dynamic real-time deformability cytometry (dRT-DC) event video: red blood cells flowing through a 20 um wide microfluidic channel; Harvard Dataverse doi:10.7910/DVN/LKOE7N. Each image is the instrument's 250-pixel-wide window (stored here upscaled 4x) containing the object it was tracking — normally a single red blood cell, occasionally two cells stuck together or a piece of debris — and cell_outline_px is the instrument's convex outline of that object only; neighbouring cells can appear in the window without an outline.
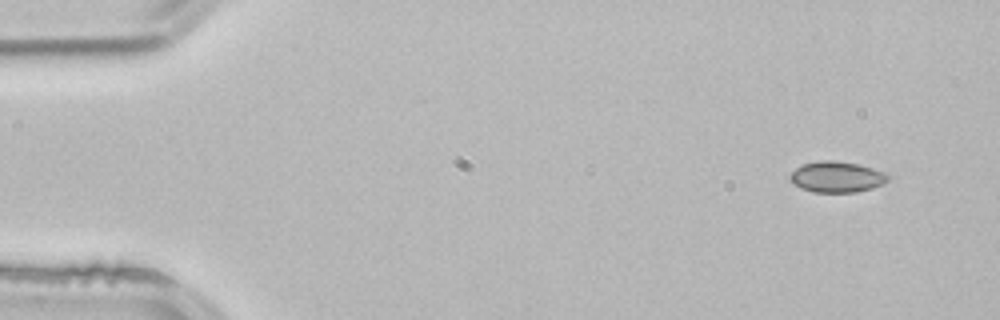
{"species": "common noctule bat (a hibernating species)", "species_latin": "Nyctalus noctula", "temperature_condition": "room temperature", "stored_images_in_passage": 4, "segment_of_instrument_passage": [1, 2], "camera_frame_rate_fps": 3000, "um_per_image_px": 0.085, "animal": {"sex": "male", "body_mass_g": 21.5, "forearm_length_mm": 52.0}, "frame": {"image": 1, "passage_image": 1, "time_ms": 0.0, "image_size_px": [1000, 320], "cell_outline_px": [[892, 176], [884, 184], [872, 188], [856, 192], [816, 192], [804, 188], [796, 184], [788, 176], [796, 168], [804, 164], [820, 160], [832, 160], [856, 164], [872, 168], [884, 172]], "centroid_in_image_um": [71.18, 15.03], "position_along_channel_um": 13.8, "area_um2": 17.4}}
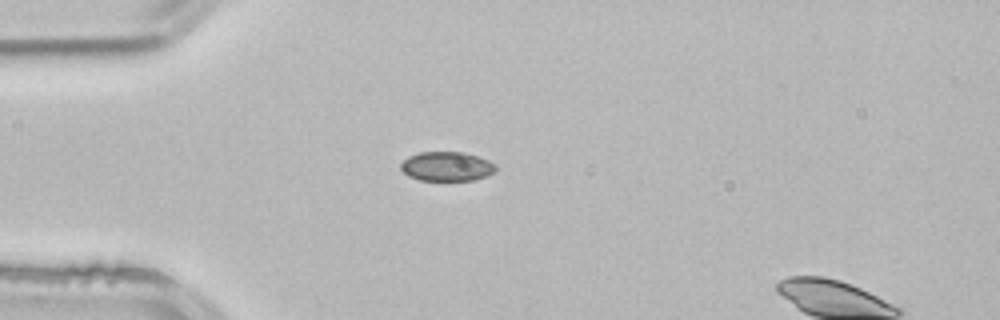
{"frame": {"image": 2, "passage_image": 3, "time_ms": 0.667, "image_size_px": [1000, 320], "cell_outline_px": [[496, 172], [488, 176], [476, 180], [420, 180], [408, 176], [400, 168], [400, 164], [408, 156], [420, 152], [464, 152], [488, 160], [496, 164]], "centroid_in_image_um": [38.0, 14.15], "position_along_channel_um": 47.0, "area_um2": 16.36}}